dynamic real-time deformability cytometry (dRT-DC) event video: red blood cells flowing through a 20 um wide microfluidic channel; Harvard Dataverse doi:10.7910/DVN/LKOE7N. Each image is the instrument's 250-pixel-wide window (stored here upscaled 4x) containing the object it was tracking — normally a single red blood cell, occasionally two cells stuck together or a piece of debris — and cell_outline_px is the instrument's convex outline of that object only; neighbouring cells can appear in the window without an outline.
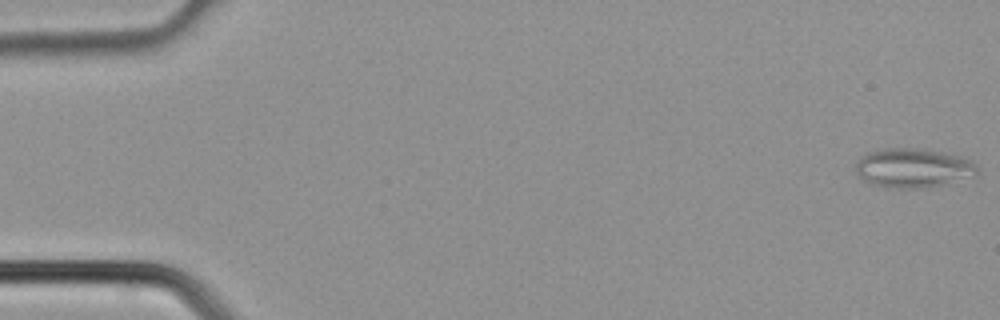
{"species": "common noctule bat (a hibernating species)", "species_latin": "Nyctalus noctula", "temperature_condition": "cold", "stored_images_in_passage": 39, "camera_frame_rate_fps": 3000, "um_per_image_px": 0.085, "animal": {"sex": "male", "body_mass_g": 21.5, "forearm_length_mm": 52.0}, "frame": {"image": 1, "passage_image": 1, "time_ms": 0.0, "image_size_px": [1000, 320], "cell_outline_px": [[976, 172], [972, 176], [944, 184], [924, 188], [904, 188], [876, 184], [860, 176], [856, 172], [856, 164], [860, 156], [864, 152], [884, 148], [924, 148], [964, 156], [972, 160], [976, 164]], "centroid_in_image_um": [77.64, 14.23], "position_along_channel_um": 7.4, "area_um2": 27.69}}
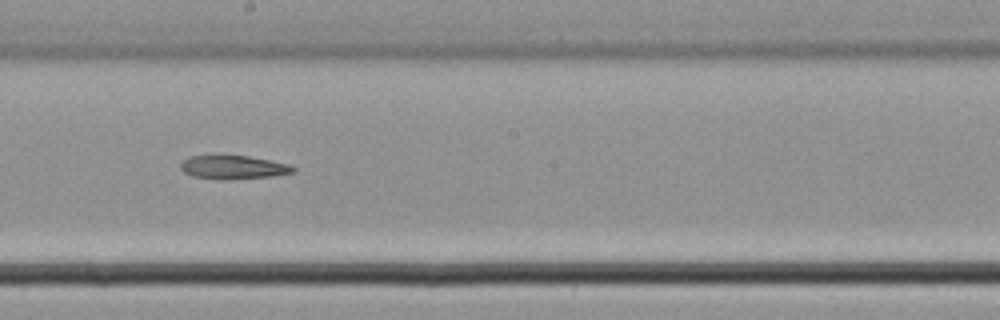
{"frame": {"image": 2, "passage_image": 22, "time_ms": 7.0, "image_size_px": [1000, 320], "cell_outline_px": [[296, 172], [272, 176], [224, 180], [192, 176], [184, 172], [180, 168], [180, 164], [188, 156], [212, 152], [220, 152], [248, 156], [288, 164], [296, 168]], "centroid_in_image_um": [19.74, 14.16], "position_along_channel_um": 228.5, "area_um2": 16.3}}
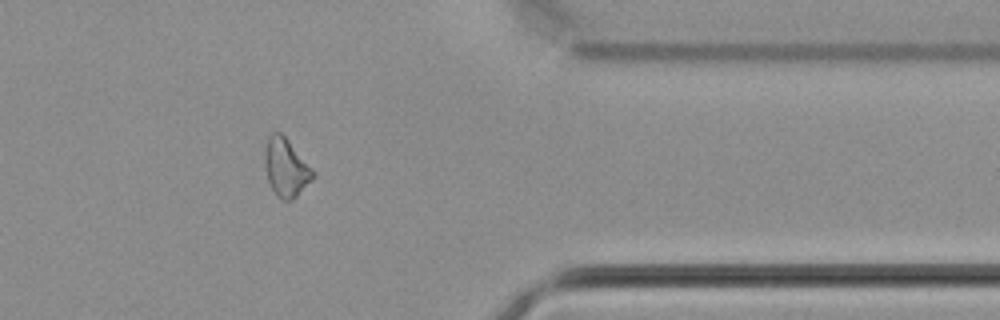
{"frame": {"image": 3, "passage_image": 32, "time_ms": 10.333, "image_size_px": [1000, 320], "cell_outline_px": [[316, 176], [292, 200], [280, 200], [276, 196], [268, 180], [264, 164], [264, 156], [268, 136], [272, 132], [280, 132], [288, 140], [316, 172]], "centroid_in_image_um": [24.31, 14.25], "position_along_channel_um": 387.1, "area_um2": 16.36}}